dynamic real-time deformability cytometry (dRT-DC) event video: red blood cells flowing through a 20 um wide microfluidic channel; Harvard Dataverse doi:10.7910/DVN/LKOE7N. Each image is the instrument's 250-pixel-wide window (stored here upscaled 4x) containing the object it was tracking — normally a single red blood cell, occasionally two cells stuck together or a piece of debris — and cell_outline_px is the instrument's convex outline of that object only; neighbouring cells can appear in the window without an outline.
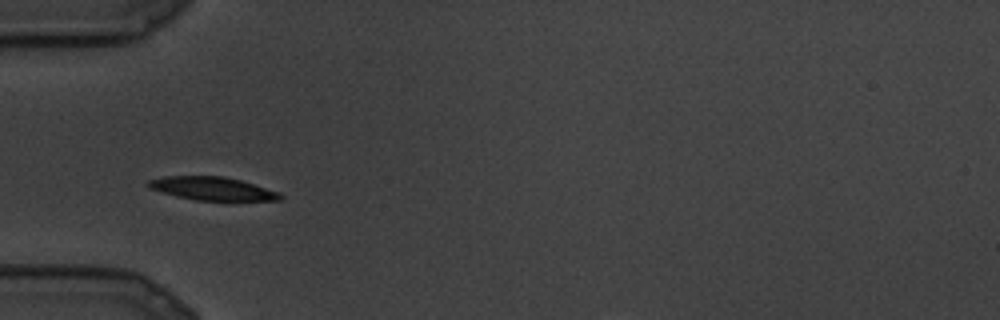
{"species": "common noctule bat (a hibernating species)", "species_latin": "Nyctalus noctula", "temperature_condition": "cold", "stored_images_in_passage": 12, "camera_frame_rate_fps": 3000, "um_per_image_px": 0.085, "animal": {"sex": "male", "body_mass_g": 19.5, "forearm_length_mm": 54.6}, "frame": {"image": 1, "passage_image": 5, "time_ms": 1.333, "image_size_px": [1000, 320], "cell_outline_px": [[284, 196], [280, 200], [196, 200], [176, 196], [148, 188], [144, 184], [148, 180], [164, 176], [224, 176], [240, 180], [280, 192]], "centroid_in_image_um": [18.01, 16.02], "position_along_channel_um": 67.0, "area_um2": 17.86}}
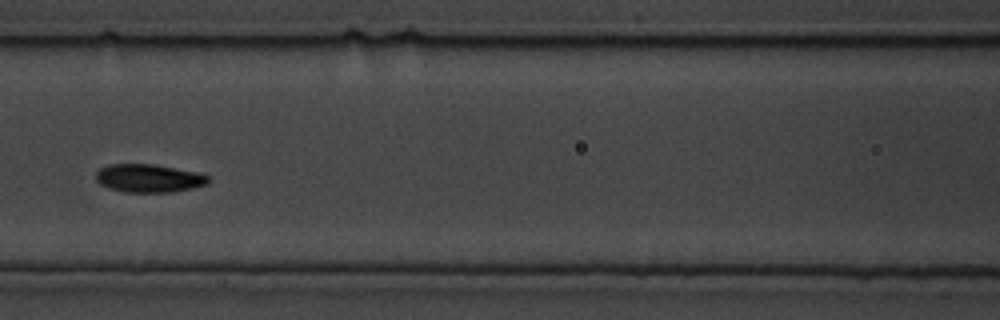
{"frame": {"image": 2, "passage_image": 9, "time_ms": 2.667, "image_size_px": [1000, 320], "cell_outline_px": [[208, 184], [192, 188], [172, 192], [128, 192], [108, 188], [100, 184], [96, 180], [96, 172], [100, 168], [108, 164], [152, 164], [200, 172], [208, 176]], "centroid_in_image_um": [12.65, 15.14], "position_along_channel_um": 154.0, "area_um2": 18.5}}
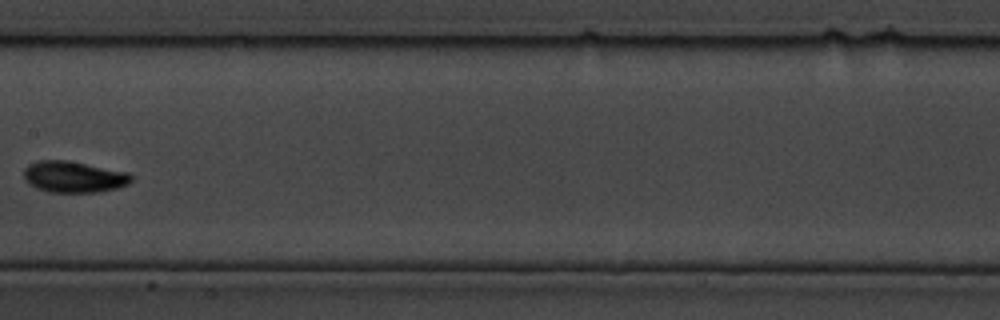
{"frame": {"image": 3, "passage_image": 11, "time_ms": 3.333, "image_size_px": [1000, 320], "cell_outline_px": [[132, 180], [128, 184], [116, 188], [96, 192], [48, 192], [36, 188], [28, 184], [24, 180], [24, 168], [28, 164], [40, 160], [68, 160], [128, 172], [132, 176]], "centroid_in_image_um": [6.23, 15.03], "position_along_channel_um": 201.2, "area_um2": 19.71}}